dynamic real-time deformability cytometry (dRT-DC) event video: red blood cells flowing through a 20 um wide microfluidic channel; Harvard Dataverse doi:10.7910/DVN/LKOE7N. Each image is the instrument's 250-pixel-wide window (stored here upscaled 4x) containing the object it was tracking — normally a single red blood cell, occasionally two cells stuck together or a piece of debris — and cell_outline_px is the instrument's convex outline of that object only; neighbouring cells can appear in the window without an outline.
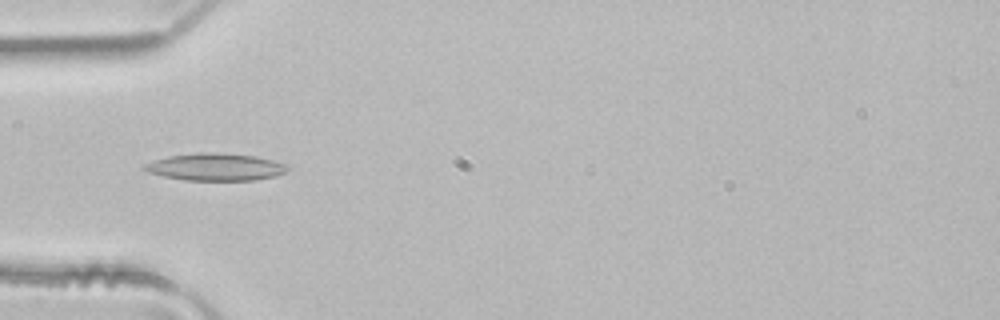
{"species": "common noctule bat (a hibernating species)", "species_latin": "Nyctalus noctula", "temperature_condition": "room temperature", "stored_images_in_passage": 3, "camera_frame_rate_fps": 3000, "um_per_image_px": 0.085, "animal": {"sex": "male", "body_mass_g": 21.5, "forearm_length_mm": 52.0}, "frame": {"image": 1, "passage_image": 3, "time_ms": 0.667, "image_size_px": [1000, 320], "cell_outline_px": [[288, 168], [284, 172], [272, 176], [252, 180], [184, 180], [164, 176], [148, 172], [140, 168], [144, 164], [152, 160], [168, 156], [200, 152], [216, 152], [256, 156], [288, 164]], "centroid_in_image_um": [18.26, 14.18], "position_along_channel_um": 66.7, "area_um2": 22.72}}